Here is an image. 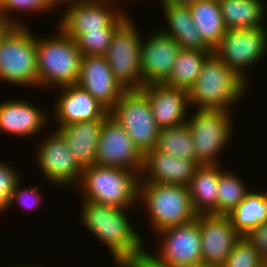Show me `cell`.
Here are the masks:
<instances>
[{"label": "cell", "mask_w": 267, "mask_h": 267, "mask_svg": "<svg viewBox=\"0 0 267 267\" xmlns=\"http://www.w3.org/2000/svg\"><path fill=\"white\" fill-rule=\"evenodd\" d=\"M193 267H223L222 265H216V264H209V263H205V262H201L196 264Z\"/></svg>", "instance_id": "obj_42"}, {"label": "cell", "mask_w": 267, "mask_h": 267, "mask_svg": "<svg viewBox=\"0 0 267 267\" xmlns=\"http://www.w3.org/2000/svg\"><path fill=\"white\" fill-rule=\"evenodd\" d=\"M217 165H200L188 185L194 211L198 215H217V191L220 174Z\"/></svg>", "instance_id": "obj_24"}, {"label": "cell", "mask_w": 267, "mask_h": 267, "mask_svg": "<svg viewBox=\"0 0 267 267\" xmlns=\"http://www.w3.org/2000/svg\"><path fill=\"white\" fill-rule=\"evenodd\" d=\"M109 114L126 130L143 156L156 147L160 129L141 89L126 90Z\"/></svg>", "instance_id": "obj_7"}, {"label": "cell", "mask_w": 267, "mask_h": 267, "mask_svg": "<svg viewBox=\"0 0 267 267\" xmlns=\"http://www.w3.org/2000/svg\"><path fill=\"white\" fill-rule=\"evenodd\" d=\"M265 261L261 258L258 250L242 236L235 244L231 254L222 265L223 267H262Z\"/></svg>", "instance_id": "obj_32"}, {"label": "cell", "mask_w": 267, "mask_h": 267, "mask_svg": "<svg viewBox=\"0 0 267 267\" xmlns=\"http://www.w3.org/2000/svg\"><path fill=\"white\" fill-rule=\"evenodd\" d=\"M247 87L244 79L212 53L188 91L190 105L199 110L231 112L232 105L244 98Z\"/></svg>", "instance_id": "obj_2"}, {"label": "cell", "mask_w": 267, "mask_h": 267, "mask_svg": "<svg viewBox=\"0 0 267 267\" xmlns=\"http://www.w3.org/2000/svg\"><path fill=\"white\" fill-rule=\"evenodd\" d=\"M188 117L197 161L202 164L217 165L218 155L231 140L234 131L232 112L224 110H193ZM190 118V119H189Z\"/></svg>", "instance_id": "obj_8"}, {"label": "cell", "mask_w": 267, "mask_h": 267, "mask_svg": "<svg viewBox=\"0 0 267 267\" xmlns=\"http://www.w3.org/2000/svg\"><path fill=\"white\" fill-rule=\"evenodd\" d=\"M266 51L267 29L265 27L227 29L222 40L213 49V53L248 84L246 72L249 66L252 67L256 62H260L262 57H265Z\"/></svg>", "instance_id": "obj_11"}, {"label": "cell", "mask_w": 267, "mask_h": 267, "mask_svg": "<svg viewBox=\"0 0 267 267\" xmlns=\"http://www.w3.org/2000/svg\"><path fill=\"white\" fill-rule=\"evenodd\" d=\"M17 267H19V266H17ZM20 267H33V265L31 266V265H26V266H24V265H22V266H20ZM34 267H38V266H34ZM40 267V266H39Z\"/></svg>", "instance_id": "obj_43"}, {"label": "cell", "mask_w": 267, "mask_h": 267, "mask_svg": "<svg viewBox=\"0 0 267 267\" xmlns=\"http://www.w3.org/2000/svg\"><path fill=\"white\" fill-rule=\"evenodd\" d=\"M140 175L128 169L101 166L83 168L80 184L81 200L132 209L138 203Z\"/></svg>", "instance_id": "obj_4"}, {"label": "cell", "mask_w": 267, "mask_h": 267, "mask_svg": "<svg viewBox=\"0 0 267 267\" xmlns=\"http://www.w3.org/2000/svg\"><path fill=\"white\" fill-rule=\"evenodd\" d=\"M43 110L19 98L6 99L0 103V131L10 134V137L36 136L50 123V115Z\"/></svg>", "instance_id": "obj_21"}, {"label": "cell", "mask_w": 267, "mask_h": 267, "mask_svg": "<svg viewBox=\"0 0 267 267\" xmlns=\"http://www.w3.org/2000/svg\"><path fill=\"white\" fill-rule=\"evenodd\" d=\"M115 31H94L79 33L75 38L82 56H105Z\"/></svg>", "instance_id": "obj_33"}, {"label": "cell", "mask_w": 267, "mask_h": 267, "mask_svg": "<svg viewBox=\"0 0 267 267\" xmlns=\"http://www.w3.org/2000/svg\"><path fill=\"white\" fill-rule=\"evenodd\" d=\"M129 17L114 33L105 54L115 79L126 90L141 89L143 76L140 68L142 37Z\"/></svg>", "instance_id": "obj_10"}, {"label": "cell", "mask_w": 267, "mask_h": 267, "mask_svg": "<svg viewBox=\"0 0 267 267\" xmlns=\"http://www.w3.org/2000/svg\"><path fill=\"white\" fill-rule=\"evenodd\" d=\"M161 7L168 25L167 30L161 31L173 38L180 48L213 52L195 28L188 5H166Z\"/></svg>", "instance_id": "obj_23"}, {"label": "cell", "mask_w": 267, "mask_h": 267, "mask_svg": "<svg viewBox=\"0 0 267 267\" xmlns=\"http://www.w3.org/2000/svg\"><path fill=\"white\" fill-rule=\"evenodd\" d=\"M213 52L180 49L173 68L164 84L189 91L197 80L205 60Z\"/></svg>", "instance_id": "obj_28"}, {"label": "cell", "mask_w": 267, "mask_h": 267, "mask_svg": "<svg viewBox=\"0 0 267 267\" xmlns=\"http://www.w3.org/2000/svg\"><path fill=\"white\" fill-rule=\"evenodd\" d=\"M142 201V202H141ZM138 202L144 203L155 234L168 227L194 221L188 186L139 182Z\"/></svg>", "instance_id": "obj_5"}, {"label": "cell", "mask_w": 267, "mask_h": 267, "mask_svg": "<svg viewBox=\"0 0 267 267\" xmlns=\"http://www.w3.org/2000/svg\"><path fill=\"white\" fill-rule=\"evenodd\" d=\"M226 29L265 27L266 3L262 0H218Z\"/></svg>", "instance_id": "obj_25"}, {"label": "cell", "mask_w": 267, "mask_h": 267, "mask_svg": "<svg viewBox=\"0 0 267 267\" xmlns=\"http://www.w3.org/2000/svg\"><path fill=\"white\" fill-rule=\"evenodd\" d=\"M246 237L258 250L261 258L267 261V223L257 226Z\"/></svg>", "instance_id": "obj_35"}, {"label": "cell", "mask_w": 267, "mask_h": 267, "mask_svg": "<svg viewBox=\"0 0 267 267\" xmlns=\"http://www.w3.org/2000/svg\"><path fill=\"white\" fill-rule=\"evenodd\" d=\"M37 146L34 156L45 179L56 186L76 187L80 184L83 167L70 151L64 138L55 131ZM79 183V184H78ZM76 185V186H75Z\"/></svg>", "instance_id": "obj_12"}, {"label": "cell", "mask_w": 267, "mask_h": 267, "mask_svg": "<svg viewBox=\"0 0 267 267\" xmlns=\"http://www.w3.org/2000/svg\"><path fill=\"white\" fill-rule=\"evenodd\" d=\"M11 27L10 24H8L7 22H4L0 19V38L2 37V35Z\"/></svg>", "instance_id": "obj_41"}, {"label": "cell", "mask_w": 267, "mask_h": 267, "mask_svg": "<svg viewBox=\"0 0 267 267\" xmlns=\"http://www.w3.org/2000/svg\"><path fill=\"white\" fill-rule=\"evenodd\" d=\"M145 39L141 40L140 47L143 86L150 83H163L170 75L174 60L181 48L173 38L160 30L151 32Z\"/></svg>", "instance_id": "obj_15"}, {"label": "cell", "mask_w": 267, "mask_h": 267, "mask_svg": "<svg viewBox=\"0 0 267 267\" xmlns=\"http://www.w3.org/2000/svg\"><path fill=\"white\" fill-rule=\"evenodd\" d=\"M157 234L161 241L155 256L161 261L177 267H193L202 262L199 215L192 222L168 227Z\"/></svg>", "instance_id": "obj_13"}, {"label": "cell", "mask_w": 267, "mask_h": 267, "mask_svg": "<svg viewBox=\"0 0 267 267\" xmlns=\"http://www.w3.org/2000/svg\"><path fill=\"white\" fill-rule=\"evenodd\" d=\"M50 1L54 7H57V6L61 7L60 6L61 4H62V6H63V4L65 6V4H67V5L74 4V3L80 2L82 0H50Z\"/></svg>", "instance_id": "obj_40"}, {"label": "cell", "mask_w": 267, "mask_h": 267, "mask_svg": "<svg viewBox=\"0 0 267 267\" xmlns=\"http://www.w3.org/2000/svg\"><path fill=\"white\" fill-rule=\"evenodd\" d=\"M59 88L62 91L52 112L58 127L81 121L106 119L110 115L102 104L78 84Z\"/></svg>", "instance_id": "obj_19"}, {"label": "cell", "mask_w": 267, "mask_h": 267, "mask_svg": "<svg viewBox=\"0 0 267 267\" xmlns=\"http://www.w3.org/2000/svg\"><path fill=\"white\" fill-rule=\"evenodd\" d=\"M54 6L50 0H0V17L1 20L7 22L11 26H25L20 20L13 18L14 16L10 14L15 11H26V12H36V13H49ZM10 12V13H9ZM9 13V14H8Z\"/></svg>", "instance_id": "obj_31"}, {"label": "cell", "mask_w": 267, "mask_h": 267, "mask_svg": "<svg viewBox=\"0 0 267 267\" xmlns=\"http://www.w3.org/2000/svg\"><path fill=\"white\" fill-rule=\"evenodd\" d=\"M200 165L198 161L179 158L153 149L143 157L140 182L188 186Z\"/></svg>", "instance_id": "obj_20"}, {"label": "cell", "mask_w": 267, "mask_h": 267, "mask_svg": "<svg viewBox=\"0 0 267 267\" xmlns=\"http://www.w3.org/2000/svg\"><path fill=\"white\" fill-rule=\"evenodd\" d=\"M18 170L0 161V185H16L21 179Z\"/></svg>", "instance_id": "obj_37"}, {"label": "cell", "mask_w": 267, "mask_h": 267, "mask_svg": "<svg viewBox=\"0 0 267 267\" xmlns=\"http://www.w3.org/2000/svg\"><path fill=\"white\" fill-rule=\"evenodd\" d=\"M225 170L220 174L217 191V215L223 216H227L250 191L242 178Z\"/></svg>", "instance_id": "obj_30"}, {"label": "cell", "mask_w": 267, "mask_h": 267, "mask_svg": "<svg viewBox=\"0 0 267 267\" xmlns=\"http://www.w3.org/2000/svg\"><path fill=\"white\" fill-rule=\"evenodd\" d=\"M227 217L241 236H247L257 226L267 223V192L250 190Z\"/></svg>", "instance_id": "obj_27"}, {"label": "cell", "mask_w": 267, "mask_h": 267, "mask_svg": "<svg viewBox=\"0 0 267 267\" xmlns=\"http://www.w3.org/2000/svg\"><path fill=\"white\" fill-rule=\"evenodd\" d=\"M116 3L117 0H82L65 5L67 9L57 27L73 39L79 33L116 31L129 18ZM112 5H116L115 8Z\"/></svg>", "instance_id": "obj_9"}, {"label": "cell", "mask_w": 267, "mask_h": 267, "mask_svg": "<svg viewBox=\"0 0 267 267\" xmlns=\"http://www.w3.org/2000/svg\"><path fill=\"white\" fill-rule=\"evenodd\" d=\"M202 262L223 265L242 237L223 215H199Z\"/></svg>", "instance_id": "obj_18"}, {"label": "cell", "mask_w": 267, "mask_h": 267, "mask_svg": "<svg viewBox=\"0 0 267 267\" xmlns=\"http://www.w3.org/2000/svg\"><path fill=\"white\" fill-rule=\"evenodd\" d=\"M20 183H21V180L16 184L14 190L12 191L9 197V209L10 207L13 206V204L17 205L16 203H18L19 206L24 207V209H28V210L36 209L37 210L38 206L43 204L41 200L42 193L39 192L41 190V187H39L38 185H35L33 187L23 186L22 188Z\"/></svg>", "instance_id": "obj_34"}, {"label": "cell", "mask_w": 267, "mask_h": 267, "mask_svg": "<svg viewBox=\"0 0 267 267\" xmlns=\"http://www.w3.org/2000/svg\"><path fill=\"white\" fill-rule=\"evenodd\" d=\"M82 224L98 237L110 251L116 267H127L144 248L139 235L128 219L129 209L82 200Z\"/></svg>", "instance_id": "obj_1"}, {"label": "cell", "mask_w": 267, "mask_h": 267, "mask_svg": "<svg viewBox=\"0 0 267 267\" xmlns=\"http://www.w3.org/2000/svg\"><path fill=\"white\" fill-rule=\"evenodd\" d=\"M143 157L126 130L109 115L101 129L96 164L133 170L140 175Z\"/></svg>", "instance_id": "obj_14"}, {"label": "cell", "mask_w": 267, "mask_h": 267, "mask_svg": "<svg viewBox=\"0 0 267 267\" xmlns=\"http://www.w3.org/2000/svg\"><path fill=\"white\" fill-rule=\"evenodd\" d=\"M104 121L105 119H97L56 127L83 168L96 164L98 141Z\"/></svg>", "instance_id": "obj_22"}, {"label": "cell", "mask_w": 267, "mask_h": 267, "mask_svg": "<svg viewBox=\"0 0 267 267\" xmlns=\"http://www.w3.org/2000/svg\"><path fill=\"white\" fill-rule=\"evenodd\" d=\"M197 0H160V5H189L196 2Z\"/></svg>", "instance_id": "obj_39"}, {"label": "cell", "mask_w": 267, "mask_h": 267, "mask_svg": "<svg viewBox=\"0 0 267 267\" xmlns=\"http://www.w3.org/2000/svg\"><path fill=\"white\" fill-rule=\"evenodd\" d=\"M127 267H177V266L161 261L153 253L151 254V252L149 253L146 251V249L143 248Z\"/></svg>", "instance_id": "obj_36"}, {"label": "cell", "mask_w": 267, "mask_h": 267, "mask_svg": "<svg viewBox=\"0 0 267 267\" xmlns=\"http://www.w3.org/2000/svg\"><path fill=\"white\" fill-rule=\"evenodd\" d=\"M56 29L54 37L36 38L38 81L43 89L77 84L80 76L82 54L75 40Z\"/></svg>", "instance_id": "obj_3"}, {"label": "cell", "mask_w": 267, "mask_h": 267, "mask_svg": "<svg viewBox=\"0 0 267 267\" xmlns=\"http://www.w3.org/2000/svg\"><path fill=\"white\" fill-rule=\"evenodd\" d=\"M141 90L149 99L154 119L160 130L187 122V110L191 107L187 90L170 87L164 83L146 84Z\"/></svg>", "instance_id": "obj_17"}, {"label": "cell", "mask_w": 267, "mask_h": 267, "mask_svg": "<svg viewBox=\"0 0 267 267\" xmlns=\"http://www.w3.org/2000/svg\"><path fill=\"white\" fill-rule=\"evenodd\" d=\"M77 84L110 111L126 89L114 77L105 56H82Z\"/></svg>", "instance_id": "obj_16"}, {"label": "cell", "mask_w": 267, "mask_h": 267, "mask_svg": "<svg viewBox=\"0 0 267 267\" xmlns=\"http://www.w3.org/2000/svg\"><path fill=\"white\" fill-rule=\"evenodd\" d=\"M195 28L213 50L222 40L226 27L218 0H197L188 5Z\"/></svg>", "instance_id": "obj_26"}, {"label": "cell", "mask_w": 267, "mask_h": 267, "mask_svg": "<svg viewBox=\"0 0 267 267\" xmlns=\"http://www.w3.org/2000/svg\"><path fill=\"white\" fill-rule=\"evenodd\" d=\"M28 26H11L0 38V81L39 87L37 36ZM33 85V86H32Z\"/></svg>", "instance_id": "obj_6"}, {"label": "cell", "mask_w": 267, "mask_h": 267, "mask_svg": "<svg viewBox=\"0 0 267 267\" xmlns=\"http://www.w3.org/2000/svg\"><path fill=\"white\" fill-rule=\"evenodd\" d=\"M16 185H0V213L9 210V197Z\"/></svg>", "instance_id": "obj_38"}, {"label": "cell", "mask_w": 267, "mask_h": 267, "mask_svg": "<svg viewBox=\"0 0 267 267\" xmlns=\"http://www.w3.org/2000/svg\"><path fill=\"white\" fill-rule=\"evenodd\" d=\"M155 151L197 161L194 139L188 123L162 129L159 132Z\"/></svg>", "instance_id": "obj_29"}]
</instances>
